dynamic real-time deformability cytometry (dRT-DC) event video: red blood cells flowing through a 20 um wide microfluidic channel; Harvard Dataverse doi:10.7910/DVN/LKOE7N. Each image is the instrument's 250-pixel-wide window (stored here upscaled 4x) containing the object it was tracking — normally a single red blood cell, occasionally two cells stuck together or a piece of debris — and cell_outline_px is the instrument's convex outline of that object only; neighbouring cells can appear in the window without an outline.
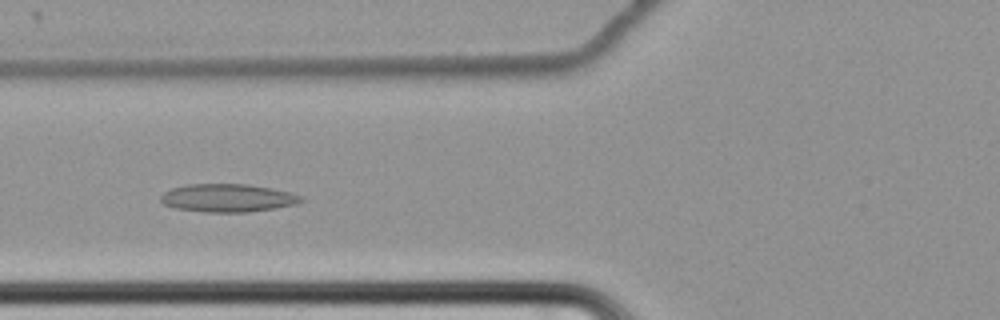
{"species": "common noctule bat (a hibernating species)", "species_latin": "Nyctalus noctula", "temperature_condition": "cold", "stored_images_in_passage": 65, "camera_frame_rate_fps": 3000, "um_per_image_px": 0.085, "animal": {"sex": "female", "body_mass_g": 22.7, "forearm_length_mm": 54.2}, "frame": {"image": 1, "passage_image": 29, "time_ms": 9.333, "image_size_px": [1000, 320], "cell_outline_px": [[304, 200], [296, 204], [276, 208], [244, 212], [204, 212], [172, 208], [164, 204], [160, 200], [160, 196], [164, 192], [172, 188], [188, 184], [248, 184], [272, 188], [304, 196]], "centroid_in_image_um": [19.35, 16.83], "position_along_channel_um": 106.5, "area_um2": 23.06}}
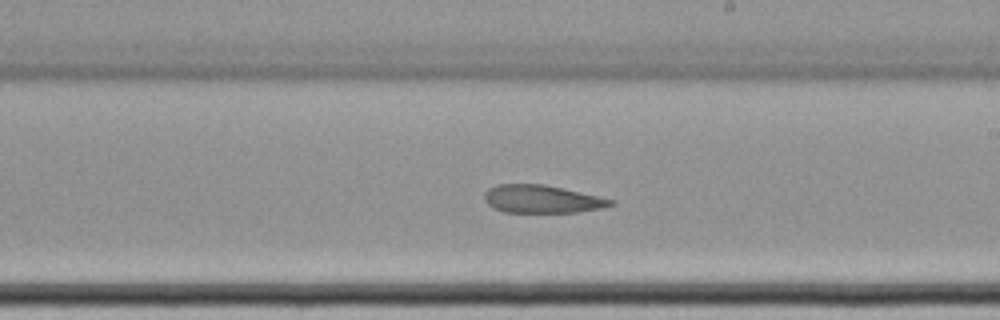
{"frame": {"image": 2, "passage_image": 41, "time_ms": 13.333, "image_size_px": [1000, 320], "cell_outline_px": [[616, 204], [604, 208], [576, 212], [504, 212], [488, 204], [484, 200], [484, 192], [488, 188], [496, 184], [544, 184], [616, 200]], "centroid_in_image_um": [46.08, 16.92], "position_along_channel_um": 242.9, "area_um2": 20.58}}
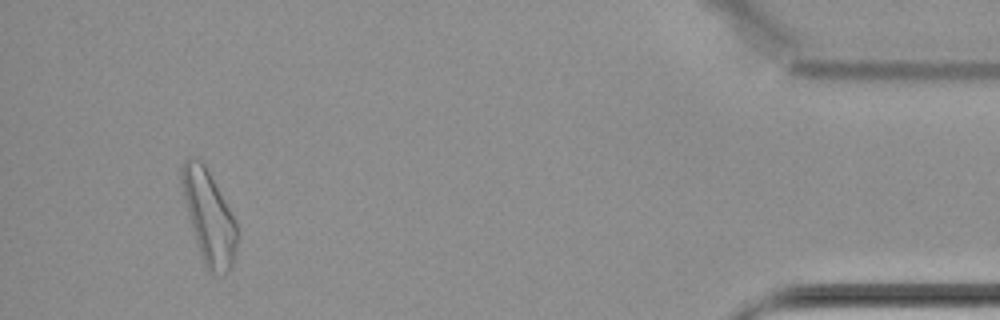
{"frame": {"image": 3, "passage_image": 62, "time_ms": 20.333, "image_size_px": [1000, 320], "cell_outline_px": [[236, 244], [232, 268], [224, 276], [212, 276], [208, 272], [204, 264], [192, 228], [180, 180], [180, 168], [184, 160], [188, 156], [192, 156], [200, 160], [204, 164], [236, 220]], "centroid_in_image_um": [17.75, 18.48], "position_along_channel_um": 417.4, "area_um2": 29.71}, "authors_computed_cell_mechanics": {"area_um2": 24.9696, "velocity_mm_per_s": 3.4164, "shape_relaxation_time_tau1_ms": null, "shape_relaxation_time_tau2_ms": 4.9357, "deformation_change_tau1": null, "deformation_change_tau2": 0.1342}}